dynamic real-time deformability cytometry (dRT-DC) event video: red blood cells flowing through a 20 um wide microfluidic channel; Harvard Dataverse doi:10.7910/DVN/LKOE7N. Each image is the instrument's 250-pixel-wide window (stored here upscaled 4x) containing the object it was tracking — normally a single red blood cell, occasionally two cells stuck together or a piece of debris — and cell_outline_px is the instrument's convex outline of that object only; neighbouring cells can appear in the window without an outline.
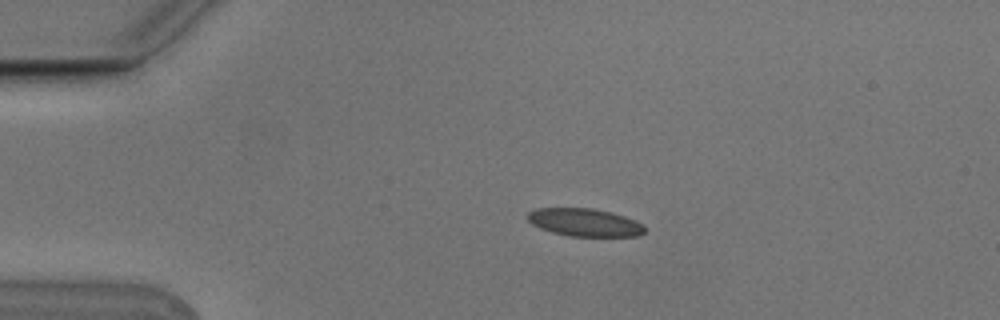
{"species": "Egyptian fruit bat (a non-hibernating species)", "species_latin": "Rousettus aegyptiacus", "temperature_condition": "cold", "stored_images_in_passage": 4, "camera_frame_rate_fps": 3000, "um_per_image_px": 0.085, "animal": {"sex": "male"}, "frame": {"image": 1, "passage_image": 2, "time_ms": 0.333, "image_size_px": [1000, 320], "cell_outline_px": [[644, 232], [640, 236], [568, 236], [552, 232], [540, 228], [532, 224], [528, 220], [528, 212], [536, 208], [592, 208], [624, 216], [644, 224]], "centroid_in_image_um": [49.69, 18.91], "position_along_channel_um": 35.3, "area_um2": 18.9}}
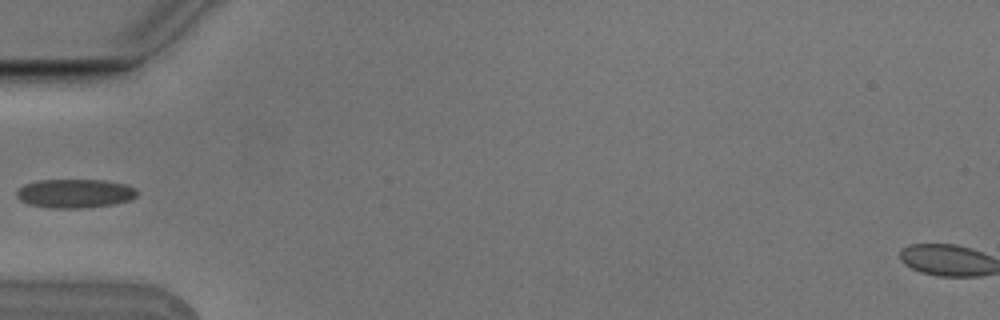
{"frame": {"image": 2, "passage_image": 4, "time_ms": 1.0, "image_size_px": [1000, 320], "cell_outline_px": [[140, 192], [132, 200], [116, 204], [88, 208], [52, 208], [28, 204], [20, 200], [16, 196], [16, 192], [24, 184], [36, 180], [104, 180], [124, 184], [136, 188]], "centroid_in_image_um": [6.41, 16.45], "position_along_channel_um": 78.6, "area_um2": 20.58}}